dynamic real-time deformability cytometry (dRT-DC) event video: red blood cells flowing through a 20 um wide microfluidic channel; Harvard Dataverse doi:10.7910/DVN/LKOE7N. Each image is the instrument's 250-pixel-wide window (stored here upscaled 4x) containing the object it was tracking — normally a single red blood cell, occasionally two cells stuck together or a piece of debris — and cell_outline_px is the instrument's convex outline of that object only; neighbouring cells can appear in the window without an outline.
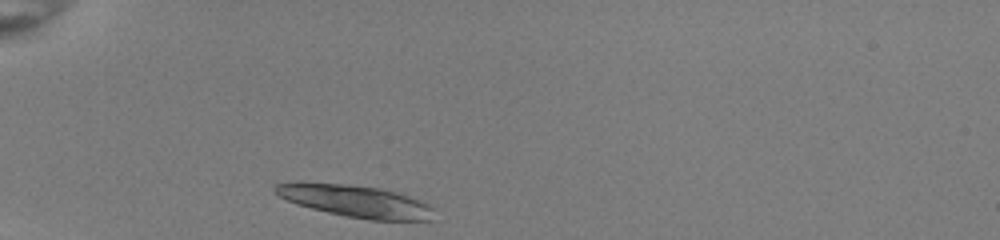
{"species": "common noctule bat (a hibernating species)", "species_latin": "Nyctalus noctula", "temperature_condition": "room temperature", "stored_images_in_passage": 33, "camera_frame_rate_fps": 3000, "um_per_image_px": 0.085, "animal": {"sex": "female", "body_mass_g": 22.0, "forearm_length_mm": 56.7}, "frame": {"image": 1, "passage_image": 1, "time_ms": 0.0, "image_size_px": [1000, 240], "cell_outline_px": [[432, 220], [368, 220], [328, 212], [296, 204], [280, 196], [272, 188], [276, 184], [344, 184], [380, 188], [408, 196], [428, 204], [432, 208]], "centroid_in_image_um": [30.28, 17.12], "position_along_channel_um": 54.7, "area_um2": 28.61}}